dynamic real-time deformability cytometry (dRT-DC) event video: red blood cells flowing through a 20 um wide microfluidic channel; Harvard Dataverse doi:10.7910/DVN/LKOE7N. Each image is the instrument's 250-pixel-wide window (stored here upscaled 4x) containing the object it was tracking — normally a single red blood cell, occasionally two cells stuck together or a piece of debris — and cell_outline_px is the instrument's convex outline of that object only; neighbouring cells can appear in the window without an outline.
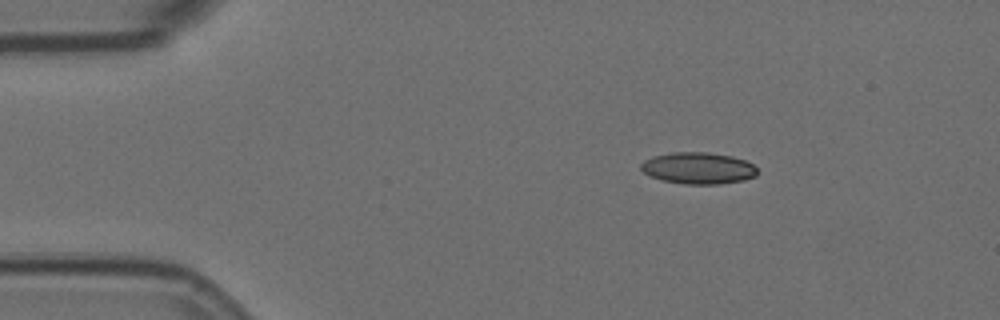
{"species": "Egyptian fruit bat (a non-hibernating species)", "species_latin": "Rousettus aegyptiacus", "temperature_condition": "room temperature", "stored_images_in_passage": 2, "camera_frame_rate_fps": 3000, "um_per_image_px": 0.085, "animal": {"sex": "female"}, "frame": {"image": 1, "passage_image": 1, "time_ms": 0.0, "image_size_px": [1000, 320], "cell_outline_px": [[756, 176], [744, 180], [720, 184], [684, 184], [664, 180], [652, 176], [644, 172], [640, 168], [640, 164], [644, 160], [652, 156], [672, 152], [708, 152], [732, 156], [744, 160], [752, 164], [756, 168]], "centroid_in_image_um": [59.34, 14.28], "position_along_channel_um": 25.7, "area_um2": 21.39}}